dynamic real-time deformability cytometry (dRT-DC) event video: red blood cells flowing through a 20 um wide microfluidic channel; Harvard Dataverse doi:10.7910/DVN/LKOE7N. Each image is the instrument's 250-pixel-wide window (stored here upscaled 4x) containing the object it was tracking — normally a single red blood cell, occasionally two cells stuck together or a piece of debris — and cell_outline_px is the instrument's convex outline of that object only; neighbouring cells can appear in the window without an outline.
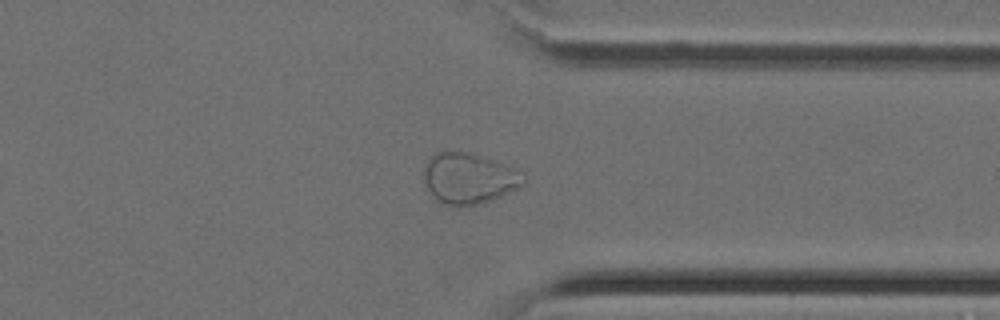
{"species": "Egyptian fruit bat (a non-hibernating species)", "species_latin": "Rousettus aegyptiacus", "temperature_condition": "cold", "stored_images_in_passage": 38, "camera_frame_rate_fps": 3000, "um_per_image_px": 0.085, "animal": {"sex": "female"}, "frame": {"image": 1, "passage_image": 29, "time_ms": 9.333, "image_size_px": [1000, 320], "cell_outline_px": [[528, 180], [524, 184], [492, 200], [476, 204], [456, 208], [440, 204], [432, 196], [424, 184], [424, 164], [428, 156], [436, 152], [468, 152], [516, 168]], "centroid_in_image_um": [39.8, 15.18], "position_along_channel_um": 371.6, "area_um2": 29.88}}
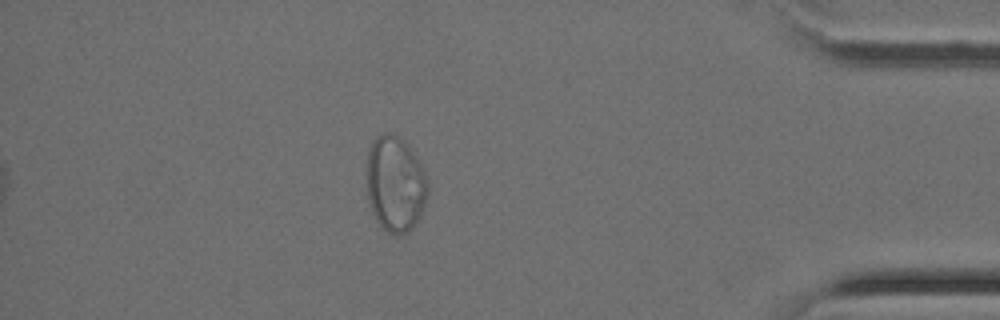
{"frame": {"image": 2, "passage_image": 33, "time_ms": 10.667, "image_size_px": [1000, 320], "cell_outline_px": [[428, 196], [420, 216], [412, 228], [404, 232], [388, 232], [376, 220], [372, 212], [368, 200], [368, 148], [372, 140], [380, 132], [388, 132], [396, 136], [416, 156], [428, 180]], "centroid_in_image_um": [33.6, 15.62], "position_along_channel_um": 401.6, "area_um2": 33.58}}